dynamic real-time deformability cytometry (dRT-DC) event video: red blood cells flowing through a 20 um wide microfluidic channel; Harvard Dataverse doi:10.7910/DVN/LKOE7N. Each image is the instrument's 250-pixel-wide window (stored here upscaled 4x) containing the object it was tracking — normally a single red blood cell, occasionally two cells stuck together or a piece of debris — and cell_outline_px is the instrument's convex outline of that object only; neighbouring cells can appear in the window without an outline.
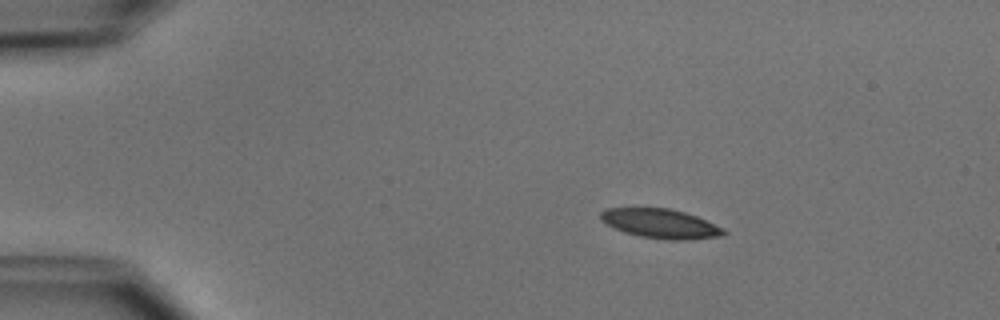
{"species": "common noctule bat (a hibernating species)", "species_latin": "Nyctalus noctula", "temperature_condition": "cold", "stored_images_in_passage": 7, "camera_frame_rate_fps": 3000, "um_per_image_px": 0.085, "animal": {"sex": "male", "body_mass_g": 15.6}, "frame": {"image": 1, "passage_image": 1, "time_ms": 0.0, "image_size_px": [1000, 320], "cell_outline_px": [[728, 232], [724, 236], [688, 240], [664, 240], [640, 236], [624, 232], [600, 220], [600, 212], [604, 208], [668, 208], [684, 212], [696, 216], [724, 228]], "centroid_in_image_um": [56.17, 19.01], "position_along_channel_um": 28.8, "area_um2": 21.15}}
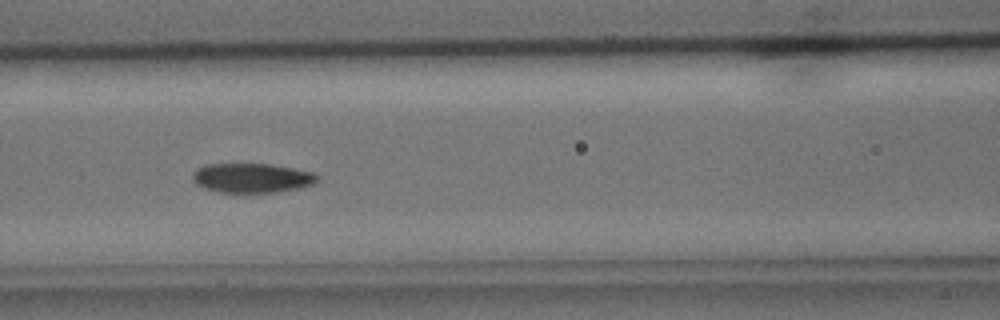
{"frame": {"image": 2, "passage_image": 5, "time_ms": 4.667, "image_size_px": [1000, 320], "cell_outline_px": [[320, 176], [312, 184], [300, 188], [276, 192], [220, 192], [204, 188], [196, 184], [192, 180], [192, 172], [196, 168], [208, 164], [268, 164], [292, 168], [312, 172]], "centroid_in_image_um": [21.37, 15.12], "position_along_channel_um": 145.2, "area_um2": 21.33}}
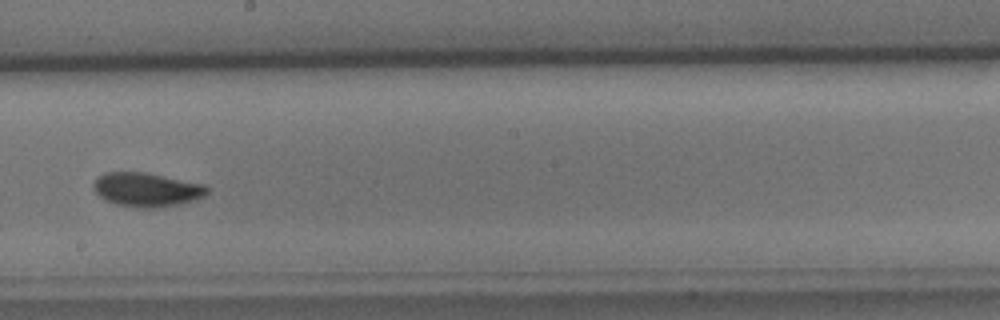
{"frame": {"image": 3, "passage_image": 7, "time_ms": 7.0, "image_size_px": [1000, 320], "cell_outline_px": [[208, 192], [204, 196], [196, 200], [180, 204], [156, 208], [136, 208], [116, 204], [104, 200], [92, 188], [92, 184], [104, 172], [144, 172], [208, 184]], "centroid_in_image_um": [12.5, 16.12], "position_along_channel_um": 235.7, "area_um2": 22.83}}